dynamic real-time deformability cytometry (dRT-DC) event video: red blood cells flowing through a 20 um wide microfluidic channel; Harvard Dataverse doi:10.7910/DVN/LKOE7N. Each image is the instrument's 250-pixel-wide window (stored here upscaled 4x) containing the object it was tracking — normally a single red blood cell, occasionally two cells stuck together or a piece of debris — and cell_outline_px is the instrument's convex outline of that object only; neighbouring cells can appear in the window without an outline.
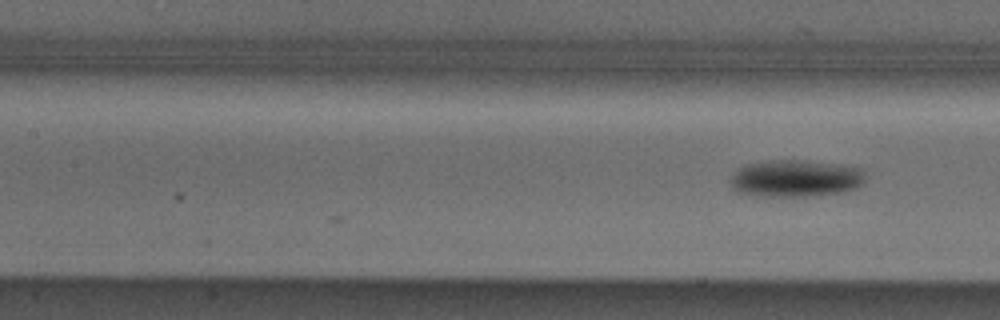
{"species": "Egyptian fruit bat (a non-hibernating species)", "species_latin": "Rousettus aegyptiacus", "temperature_condition": "cold", "stored_images_in_passage": 10, "camera_frame_rate_fps": 3000, "um_per_image_px": 0.085, "animal": {"sex": "male"}, "frame": {"image": 1, "passage_image": 10, "time_ms": 3.0, "image_size_px": [1000, 320], "cell_outline_px": [[864, 180], [856, 188], [840, 192], [808, 196], [760, 196], [736, 192], [732, 188], [732, 176], [740, 168], [748, 164], [768, 160], [800, 160], [832, 164], [860, 168], [864, 172]], "centroid_in_image_um": [67.6, 15.17], "position_along_channel_um": 139.8, "area_um2": 28.67}}